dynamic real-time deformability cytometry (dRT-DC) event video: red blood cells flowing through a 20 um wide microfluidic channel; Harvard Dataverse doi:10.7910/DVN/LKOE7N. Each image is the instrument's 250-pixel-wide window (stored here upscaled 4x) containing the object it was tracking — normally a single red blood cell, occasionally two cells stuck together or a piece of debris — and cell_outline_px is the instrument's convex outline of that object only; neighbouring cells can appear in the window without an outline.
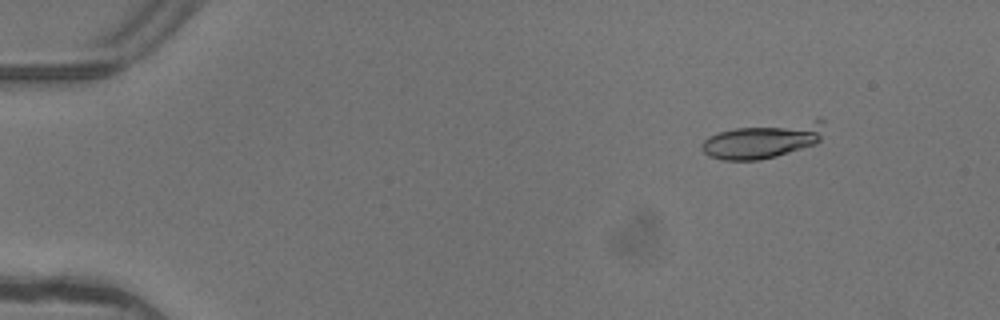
{"species": "common noctule bat (a hibernating species)", "species_latin": "Nyctalus noctula", "temperature_condition": "warm", "stored_images_in_passage": 5, "camera_frame_rate_fps": 3000, "um_per_image_px": 0.085, "animal": {"sex": "female"}, "frame": {"image": 1, "passage_image": 2, "time_ms": 0.333, "image_size_px": [1000, 320], "cell_outline_px": [[824, 120], [820, 140], [816, 144], [776, 156], [760, 160], [724, 160], [708, 156], [700, 148], [700, 144], [708, 136], [720, 132], [736, 128], [820, 116]], "centroid_in_image_um": [64.92, 11.89], "position_along_channel_um": 20.1, "area_um2": 25.95}}
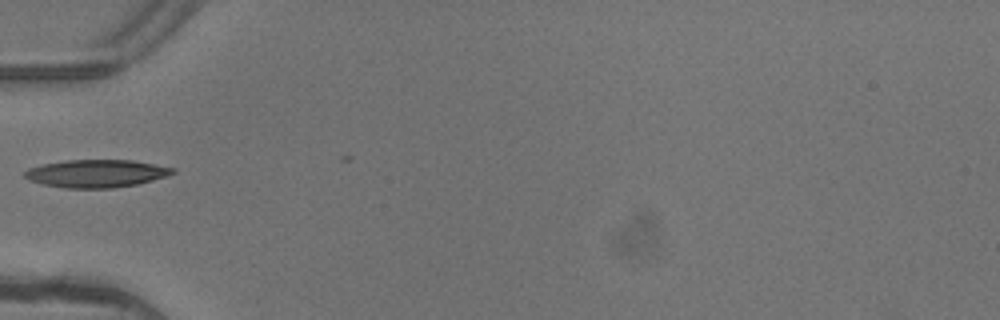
{"frame": {"image": 2, "passage_image": 4, "time_ms": 1.0, "image_size_px": [1000, 320], "cell_outline_px": [[176, 172], [168, 176], [136, 184], [112, 188], [64, 188], [44, 184], [28, 180], [24, 176], [24, 172], [28, 168], [44, 164], [68, 160], [132, 160], [176, 168]], "centroid_in_image_um": [8.2, 14.74], "position_along_channel_um": 76.8, "area_um2": 23.87}}
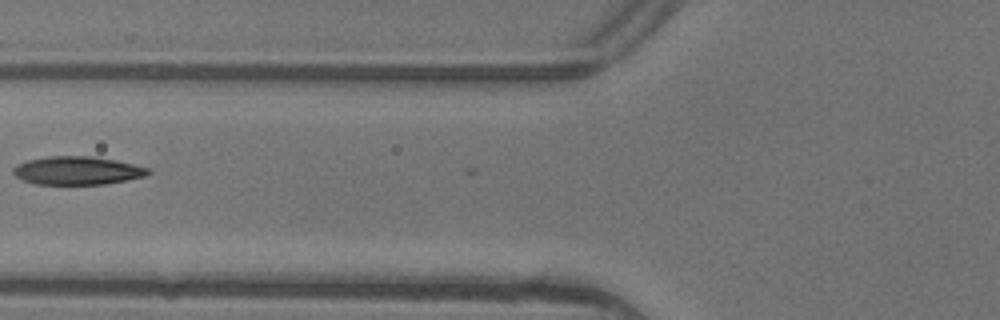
{"frame": {"image": 3, "passage_image": 5, "time_ms": 1.333, "image_size_px": [1000, 320], "cell_outline_px": [[152, 172], [144, 176], [104, 184], [36, 184], [24, 180], [16, 176], [12, 172], [12, 168], [16, 164], [28, 160], [48, 156], [92, 156], [116, 160], [148, 168]], "centroid_in_image_um": [6.54, 14.49], "position_along_channel_um": 119.3, "area_um2": 22.08}}